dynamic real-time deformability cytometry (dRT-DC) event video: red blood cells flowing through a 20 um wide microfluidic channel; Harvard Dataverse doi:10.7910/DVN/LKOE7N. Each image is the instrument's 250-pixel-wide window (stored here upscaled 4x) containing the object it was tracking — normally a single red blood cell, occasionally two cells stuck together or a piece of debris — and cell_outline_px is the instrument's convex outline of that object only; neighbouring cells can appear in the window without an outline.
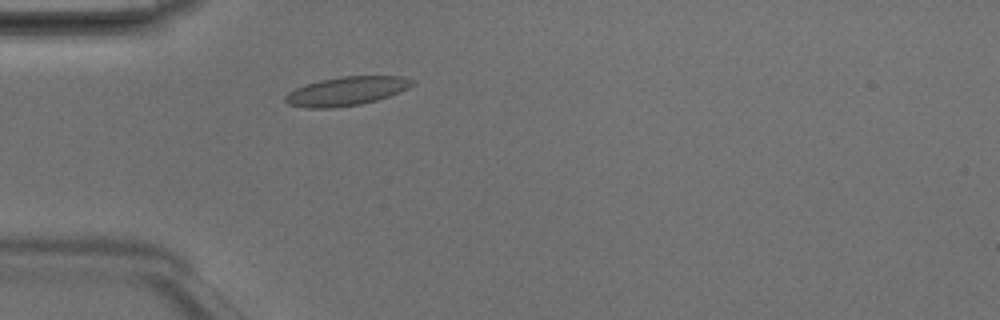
{"species": "Egyptian fruit bat (a non-hibernating species)", "species_latin": "Rousettus aegyptiacus", "temperature_condition": "room temperature", "stored_images_in_passage": 1, "camera_frame_rate_fps": 3000, "um_per_image_px": 0.085, "animal": {"sex": "male"}, "frame": {"image": 1, "passage_image": 1, "time_ms": 0.0, "image_size_px": [1000, 320], "cell_outline_px": [[416, 84], [408, 88], [388, 96], [376, 100], [360, 104], [332, 108], [304, 108], [288, 104], [284, 100], [284, 96], [288, 92], [296, 88], [320, 80], [340, 76], [400, 76], [412, 80]], "centroid_in_image_um": [29.42, 7.75], "position_along_channel_um": 55.6, "area_um2": 21.21}}